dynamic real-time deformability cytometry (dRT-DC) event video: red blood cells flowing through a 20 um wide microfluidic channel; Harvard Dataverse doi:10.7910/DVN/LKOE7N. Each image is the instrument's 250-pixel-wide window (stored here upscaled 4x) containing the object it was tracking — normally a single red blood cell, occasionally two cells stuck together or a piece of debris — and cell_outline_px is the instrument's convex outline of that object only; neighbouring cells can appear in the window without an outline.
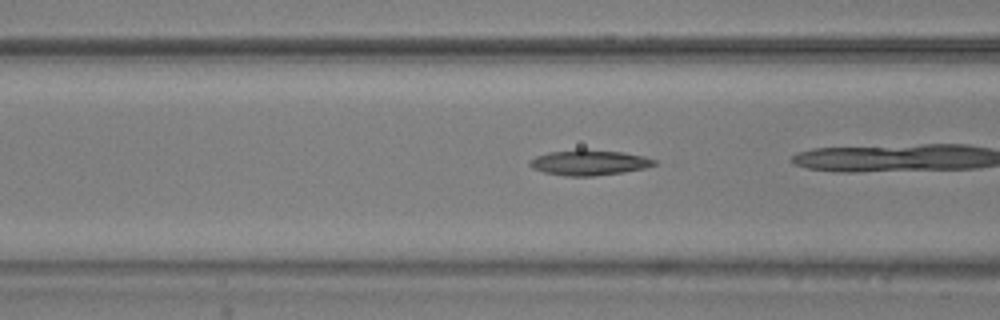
{"species": "common noctule bat (a hibernating species)", "species_latin": "Nyctalus noctula", "temperature_condition": "warm", "stored_images_in_passage": 4, "camera_frame_rate_fps": 3000, "um_per_image_px": 0.085, "animal": {"sex": "male", "body_mass_g": 20.5, "forearm_length_mm": 52.5}, "frame": {"image": 1, "passage_image": 3, "time_ms": 0.667, "image_size_px": [1000, 320], "cell_outline_px": [[656, 164], [644, 168], [624, 172], [592, 176], [564, 176], [544, 172], [532, 168], [528, 164], [528, 160], [536, 156], [548, 152], [576, 148], [584, 148], [624, 152], [644, 156], [656, 160]], "centroid_in_image_um": [50.03, 13.79], "position_along_channel_um": 116.6, "area_um2": 18.79}}